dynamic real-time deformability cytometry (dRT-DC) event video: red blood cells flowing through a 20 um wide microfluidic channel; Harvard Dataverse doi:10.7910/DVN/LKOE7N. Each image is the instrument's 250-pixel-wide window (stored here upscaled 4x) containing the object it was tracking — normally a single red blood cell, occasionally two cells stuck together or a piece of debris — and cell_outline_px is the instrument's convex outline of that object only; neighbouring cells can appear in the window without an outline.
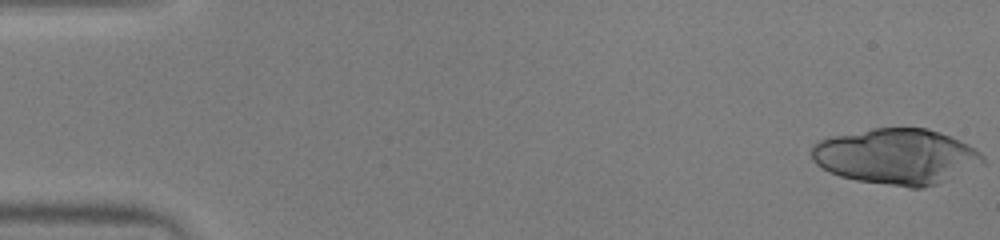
{"species": "human", "species_latin": "Homo sapiens", "temperature_condition": "warm", "stored_images_in_passage": 11, "camera_frame_rate_fps": 3000, "um_per_image_px": 0.085, "donor": {"sex": "male"}, "frame": {"image": 1, "passage_image": 1, "time_ms": 0.0, "image_size_px": [1000, 240], "cell_outline_px": [[984, 164], [936, 184], [924, 188], [908, 188], [856, 180], [840, 176], [828, 172], [816, 164], [812, 160], [812, 148], [820, 140], [832, 136], [872, 128], [928, 128], [940, 132], [968, 144], [980, 152], [984, 156]], "centroid_in_image_um": [76.2, 13.31], "position_along_channel_um": 8.8, "area_um2": 55.55}}